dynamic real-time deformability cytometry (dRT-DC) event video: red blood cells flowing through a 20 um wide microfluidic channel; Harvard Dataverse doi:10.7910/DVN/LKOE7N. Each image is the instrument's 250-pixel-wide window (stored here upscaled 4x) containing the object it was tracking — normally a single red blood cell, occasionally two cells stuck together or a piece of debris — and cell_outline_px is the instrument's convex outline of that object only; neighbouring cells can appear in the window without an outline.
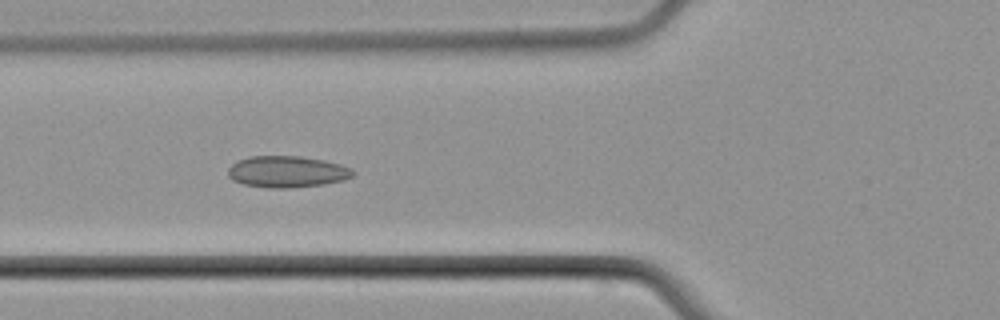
{"species": "common noctule bat (a hibernating species)", "species_latin": "Nyctalus noctula", "temperature_condition": "cold", "stored_images_in_passage": 8, "camera_frame_rate_fps": 3000, "um_per_image_px": 0.085, "animal": {"sex": "male", "body_mass_g": 21.5, "forearm_length_mm": 52.0}, "frame": {"image": 1, "passage_image": 5, "time_ms": 5.667, "image_size_px": [1000, 320], "cell_outline_px": [[356, 172], [352, 176], [344, 180], [324, 184], [288, 188], [272, 188], [244, 184], [232, 180], [228, 176], [228, 168], [236, 160], [252, 156], [300, 156], [324, 160], [340, 164], [352, 168]], "centroid_in_image_um": [24.4, 14.59], "position_along_channel_um": 101.4, "area_um2": 23.0}}
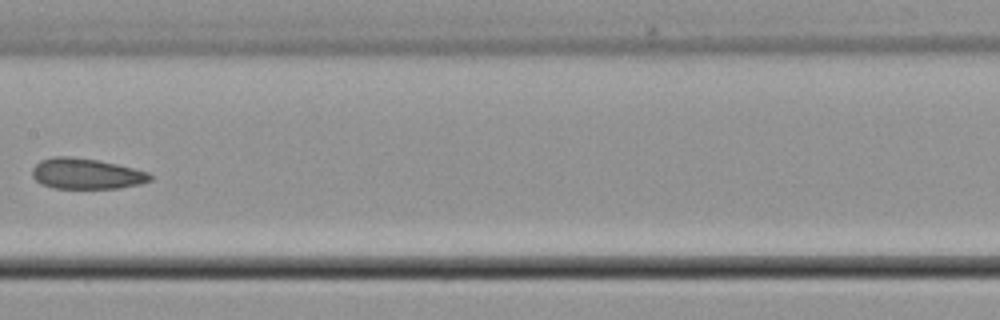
{"frame": {"image": 2, "passage_image": 7, "time_ms": 8.333, "image_size_px": [1000, 320], "cell_outline_px": [[152, 180], [140, 184], [120, 188], [52, 188], [40, 184], [32, 176], [32, 168], [40, 160], [52, 156], [68, 156], [100, 160], [148, 172], [152, 176]], "centroid_in_image_um": [7.31, 14.76], "position_along_channel_um": 200.1, "area_um2": 21.21}}
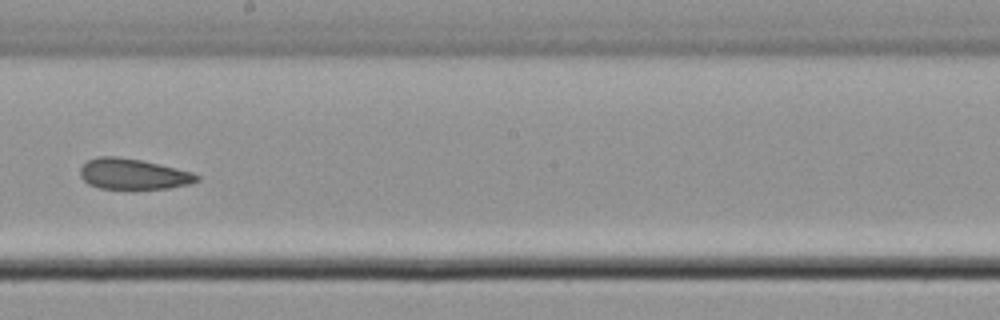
{"frame": {"image": 3, "passage_image": 8, "time_ms": 9.333, "image_size_px": [1000, 320], "cell_outline_px": [[200, 180], [188, 184], [168, 188], [100, 188], [88, 184], [80, 176], [80, 168], [88, 160], [100, 156], [116, 156], [140, 160], [192, 172], [200, 176]], "centroid_in_image_um": [11.3, 14.79], "position_along_channel_um": 236.9, "area_um2": 20.52}}